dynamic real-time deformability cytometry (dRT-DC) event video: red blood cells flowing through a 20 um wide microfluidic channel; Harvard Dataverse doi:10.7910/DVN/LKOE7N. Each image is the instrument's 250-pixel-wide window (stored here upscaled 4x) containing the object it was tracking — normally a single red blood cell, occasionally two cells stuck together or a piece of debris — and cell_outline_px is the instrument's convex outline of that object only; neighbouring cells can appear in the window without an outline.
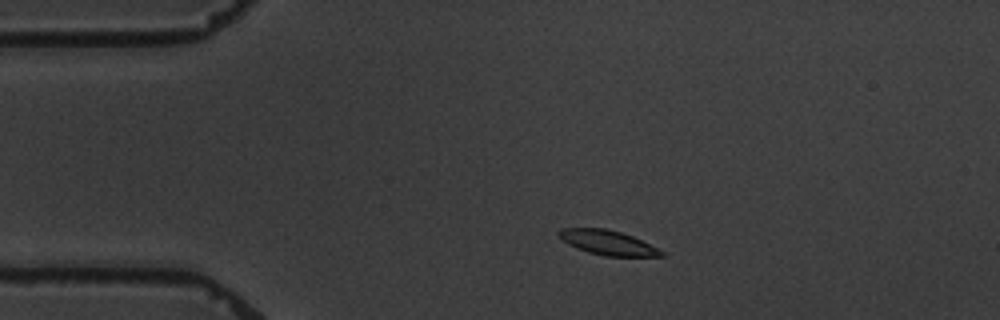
{"species": "common noctule bat (a hibernating species)", "species_latin": "Nyctalus noctula", "temperature_condition": "warm", "stored_images_in_passage": 13, "camera_frame_rate_fps": 3000, "um_per_image_px": 0.085, "animal": {"sex": "male", "body_mass_g": 19.5, "forearm_length_mm": 54.6}, "frame": {"image": 1, "passage_image": 1, "time_ms": 0.0, "image_size_px": [1000, 320], "cell_outline_px": [[664, 256], [604, 256], [588, 252], [576, 248], [568, 244], [556, 232], [560, 228], [604, 228], [620, 232], [632, 236], [664, 252]], "centroid_in_image_um": [51.61, 20.62], "position_along_channel_um": 33.4, "area_um2": 14.45}}
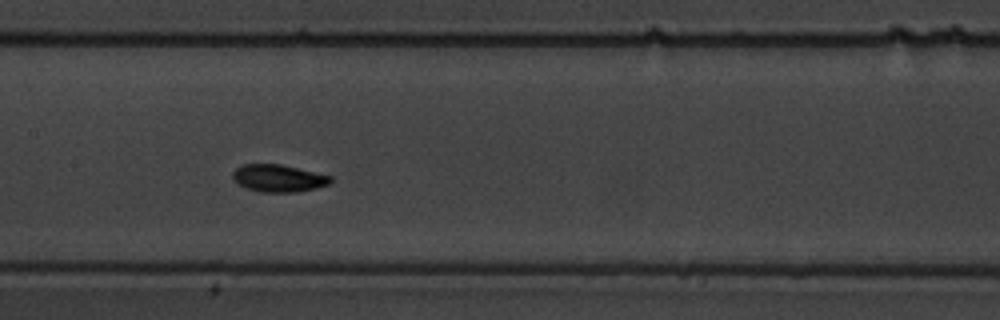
{"frame": {"image": 2, "passage_image": 6, "time_ms": 5.667, "image_size_px": [1000, 320], "cell_outline_px": [[332, 180], [328, 184], [316, 188], [296, 192], [260, 192], [248, 188], [240, 184], [232, 176], [232, 172], [236, 168], [244, 164], [280, 164], [332, 176]], "centroid_in_image_um": [23.68, 15.14], "position_along_channel_um": 183.7, "area_um2": 15.37}}
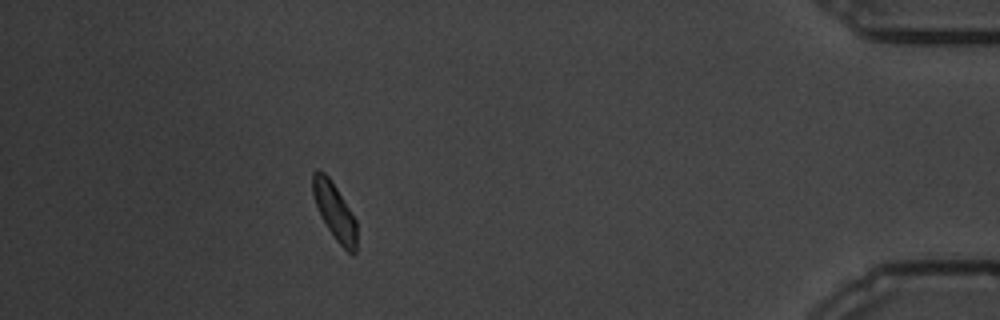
{"frame": {"image": 3, "passage_image": 12, "time_ms": 14.0, "image_size_px": [1000, 320], "cell_outline_px": [[356, 252], [352, 256], [336, 240], [320, 216], [312, 192], [312, 172], [316, 168], [320, 168], [328, 176], [336, 188], [356, 220]], "centroid_in_image_um": [28.42, 17.93], "position_along_channel_um": 406.8, "area_um2": 14.45}, "authors_computed_cell_mechanics": {"area_um2": 15.0858, "velocity_mm_per_s": 3.3391, "shape_relaxation_time_tau1_ms": 3.3493, "shape_relaxation_time_tau2_ms": null, "deformation_change_tau1": 0.1212, "deformation_change_tau2": null}}